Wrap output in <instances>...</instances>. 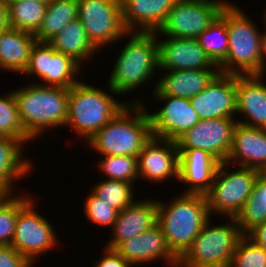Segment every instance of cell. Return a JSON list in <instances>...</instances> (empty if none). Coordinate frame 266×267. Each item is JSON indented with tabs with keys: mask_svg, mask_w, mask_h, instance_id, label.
<instances>
[{
	"mask_svg": "<svg viewBox=\"0 0 266 267\" xmlns=\"http://www.w3.org/2000/svg\"><path fill=\"white\" fill-rule=\"evenodd\" d=\"M140 97L132 99L85 143L89 150L100 156L138 157L145 142L152 136L147 103Z\"/></svg>",
	"mask_w": 266,
	"mask_h": 267,
	"instance_id": "6da1fadb",
	"label": "cell"
},
{
	"mask_svg": "<svg viewBox=\"0 0 266 267\" xmlns=\"http://www.w3.org/2000/svg\"><path fill=\"white\" fill-rule=\"evenodd\" d=\"M122 39L126 41L107 75V85L126 96L144 89L160 69L156 32H127Z\"/></svg>",
	"mask_w": 266,
	"mask_h": 267,
	"instance_id": "7a4b0ae2",
	"label": "cell"
},
{
	"mask_svg": "<svg viewBox=\"0 0 266 267\" xmlns=\"http://www.w3.org/2000/svg\"><path fill=\"white\" fill-rule=\"evenodd\" d=\"M12 92L23 128L32 141L56 127L65 128L69 89L30 82Z\"/></svg>",
	"mask_w": 266,
	"mask_h": 267,
	"instance_id": "3957f363",
	"label": "cell"
},
{
	"mask_svg": "<svg viewBox=\"0 0 266 267\" xmlns=\"http://www.w3.org/2000/svg\"><path fill=\"white\" fill-rule=\"evenodd\" d=\"M157 199V223L171 251L180 258L211 218L204 194L180 193Z\"/></svg>",
	"mask_w": 266,
	"mask_h": 267,
	"instance_id": "277c9868",
	"label": "cell"
},
{
	"mask_svg": "<svg viewBox=\"0 0 266 267\" xmlns=\"http://www.w3.org/2000/svg\"><path fill=\"white\" fill-rule=\"evenodd\" d=\"M84 82L80 80L69 89L65 127L73 131L77 138L79 137L78 139H84L83 142L86 143L131 101L117 100L119 94L109 85L107 91Z\"/></svg>",
	"mask_w": 266,
	"mask_h": 267,
	"instance_id": "5b68a950",
	"label": "cell"
},
{
	"mask_svg": "<svg viewBox=\"0 0 266 267\" xmlns=\"http://www.w3.org/2000/svg\"><path fill=\"white\" fill-rule=\"evenodd\" d=\"M245 12L235 2L226 4L229 45L225 60L218 66L220 73L260 76L262 29Z\"/></svg>",
	"mask_w": 266,
	"mask_h": 267,
	"instance_id": "8992f818",
	"label": "cell"
},
{
	"mask_svg": "<svg viewBox=\"0 0 266 267\" xmlns=\"http://www.w3.org/2000/svg\"><path fill=\"white\" fill-rule=\"evenodd\" d=\"M212 218L179 258L178 267H229L231 257L245 235L235 217H217L219 224H213Z\"/></svg>",
	"mask_w": 266,
	"mask_h": 267,
	"instance_id": "52a82bcc",
	"label": "cell"
},
{
	"mask_svg": "<svg viewBox=\"0 0 266 267\" xmlns=\"http://www.w3.org/2000/svg\"><path fill=\"white\" fill-rule=\"evenodd\" d=\"M258 176L256 169L219 163L211 188L205 194L211 217L216 214L236 217L251 195Z\"/></svg>",
	"mask_w": 266,
	"mask_h": 267,
	"instance_id": "ba28073f",
	"label": "cell"
},
{
	"mask_svg": "<svg viewBox=\"0 0 266 267\" xmlns=\"http://www.w3.org/2000/svg\"><path fill=\"white\" fill-rule=\"evenodd\" d=\"M37 203L39 202L32 198L17 213L15 234L10 244L29 262L35 264H38L43 254L60 247L54 224L38 213L40 211L36 209L39 208Z\"/></svg>",
	"mask_w": 266,
	"mask_h": 267,
	"instance_id": "9c48e42d",
	"label": "cell"
},
{
	"mask_svg": "<svg viewBox=\"0 0 266 267\" xmlns=\"http://www.w3.org/2000/svg\"><path fill=\"white\" fill-rule=\"evenodd\" d=\"M78 19L100 54L102 48L106 50L108 45L121 42L128 32L123 23L121 0H78Z\"/></svg>",
	"mask_w": 266,
	"mask_h": 267,
	"instance_id": "30bf717a",
	"label": "cell"
},
{
	"mask_svg": "<svg viewBox=\"0 0 266 267\" xmlns=\"http://www.w3.org/2000/svg\"><path fill=\"white\" fill-rule=\"evenodd\" d=\"M82 71L84 72L83 68L68 55L57 52L47 42L36 41L21 76H27L29 81L36 77L37 80L33 79L31 83L70 89L82 80ZM79 76L82 78H78Z\"/></svg>",
	"mask_w": 266,
	"mask_h": 267,
	"instance_id": "8fae6325",
	"label": "cell"
},
{
	"mask_svg": "<svg viewBox=\"0 0 266 267\" xmlns=\"http://www.w3.org/2000/svg\"><path fill=\"white\" fill-rule=\"evenodd\" d=\"M230 0H178L157 31L162 36L194 38L207 29Z\"/></svg>",
	"mask_w": 266,
	"mask_h": 267,
	"instance_id": "7c38bea8",
	"label": "cell"
},
{
	"mask_svg": "<svg viewBox=\"0 0 266 267\" xmlns=\"http://www.w3.org/2000/svg\"><path fill=\"white\" fill-rule=\"evenodd\" d=\"M236 118L200 120L175 141L178 149H200L209 152L220 163L226 162L232 145Z\"/></svg>",
	"mask_w": 266,
	"mask_h": 267,
	"instance_id": "4fadbf2b",
	"label": "cell"
},
{
	"mask_svg": "<svg viewBox=\"0 0 266 267\" xmlns=\"http://www.w3.org/2000/svg\"><path fill=\"white\" fill-rule=\"evenodd\" d=\"M178 167L176 141L152 135L138 155L139 182L140 179H146L147 183L161 184L174 178V181H178Z\"/></svg>",
	"mask_w": 266,
	"mask_h": 267,
	"instance_id": "5bb4252c",
	"label": "cell"
},
{
	"mask_svg": "<svg viewBox=\"0 0 266 267\" xmlns=\"http://www.w3.org/2000/svg\"><path fill=\"white\" fill-rule=\"evenodd\" d=\"M154 97L164 105L155 112L148 111L152 135L175 141L200 121L189 99L170 95H153V99Z\"/></svg>",
	"mask_w": 266,
	"mask_h": 267,
	"instance_id": "9a60e30c",
	"label": "cell"
},
{
	"mask_svg": "<svg viewBox=\"0 0 266 267\" xmlns=\"http://www.w3.org/2000/svg\"><path fill=\"white\" fill-rule=\"evenodd\" d=\"M115 250L133 267L147 266L159 260L166 267H178L179 263V258L169 248L158 223L140 235L122 242Z\"/></svg>",
	"mask_w": 266,
	"mask_h": 267,
	"instance_id": "2e32d148",
	"label": "cell"
},
{
	"mask_svg": "<svg viewBox=\"0 0 266 267\" xmlns=\"http://www.w3.org/2000/svg\"><path fill=\"white\" fill-rule=\"evenodd\" d=\"M160 71L218 69L194 38H175L156 32Z\"/></svg>",
	"mask_w": 266,
	"mask_h": 267,
	"instance_id": "e0dca14e",
	"label": "cell"
},
{
	"mask_svg": "<svg viewBox=\"0 0 266 267\" xmlns=\"http://www.w3.org/2000/svg\"><path fill=\"white\" fill-rule=\"evenodd\" d=\"M189 100L200 120L236 118V75L219 72L205 89Z\"/></svg>",
	"mask_w": 266,
	"mask_h": 267,
	"instance_id": "ac0fdd59",
	"label": "cell"
},
{
	"mask_svg": "<svg viewBox=\"0 0 266 267\" xmlns=\"http://www.w3.org/2000/svg\"><path fill=\"white\" fill-rule=\"evenodd\" d=\"M157 224V198H141L121 210L103 246L116 249L122 242L140 235Z\"/></svg>",
	"mask_w": 266,
	"mask_h": 267,
	"instance_id": "d6986e66",
	"label": "cell"
},
{
	"mask_svg": "<svg viewBox=\"0 0 266 267\" xmlns=\"http://www.w3.org/2000/svg\"><path fill=\"white\" fill-rule=\"evenodd\" d=\"M236 96L237 122L249 127L266 129V77L236 75Z\"/></svg>",
	"mask_w": 266,
	"mask_h": 267,
	"instance_id": "ffe728a7",
	"label": "cell"
},
{
	"mask_svg": "<svg viewBox=\"0 0 266 267\" xmlns=\"http://www.w3.org/2000/svg\"><path fill=\"white\" fill-rule=\"evenodd\" d=\"M178 181L186 189L181 193L206 194L212 185L219 161L200 149H178Z\"/></svg>",
	"mask_w": 266,
	"mask_h": 267,
	"instance_id": "44dd1931",
	"label": "cell"
},
{
	"mask_svg": "<svg viewBox=\"0 0 266 267\" xmlns=\"http://www.w3.org/2000/svg\"><path fill=\"white\" fill-rule=\"evenodd\" d=\"M178 0H121L128 32H157Z\"/></svg>",
	"mask_w": 266,
	"mask_h": 267,
	"instance_id": "7402d4cb",
	"label": "cell"
},
{
	"mask_svg": "<svg viewBox=\"0 0 266 267\" xmlns=\"http://www.w3.org/2000/svg\"><path fill=\"white\" fill-rule=\"evenodd\" d=\"M226 162L259 170L266 163V129L237 123Z\"/></svg>",
	"mask_w": 266,
	"mask_h": 267,
	"instance_id": "603a6c76",
	"label": "cell"
},
{
	"mask_svg": "<svg viewBox=\"0 0 266 267\" xmlns=\"http://www.w3.org/2000/svg\"><path fill=\"white\" fill-rule=\"evenodd\" d=\"M152 95H170L191 99L198 95L219 73V69H195L180 71H159Z\"/></svg>",
	"mask_w": 266,
	"mask_h": 267,
	"instance_id": "cb8c5ba5",
	"label": "cell"
},
{
	"mask_svg": "<svg viewBox=\"0 0 266 267\" xmlns=\"http://www.w3.org/2000/svg\"><path fill=\"white\" fill-rule=\"evenodd\" d=\"M25 149L27 147L20 140L0 136V190L5 194L16 193L18 180L26 179L37 166L28 158Z\"/></svg>",
	"mask_w": 266,
	"mask_h": 267,
	"instance_id": "d4e9b609",
	"label": "cell"
},
{
	"mask_svg": "<svg viewBox=\"0 0 266 267\" xmlns=\"http://www.w3.org/2000/svg\"><path fill=\"white\" fill-rule=\"evenodd\" d=\"M36 43L34 34L8 27L0 32V71L23 74Z\"/></svg>",
	"mask_w": 266,
	"mask_h": 267,
	"instance_id": "484cf974",
	"label": "cell"
},
{
	"mask_svg": "<svg viewBox=\"0 0 266 267\" xmlns=\"http://www.w3.org/2000/svg\"><path fill=\"white\" fill-rule=\"evenodd\" d=\"M47 43L57 52L71 57L84 69L89 60L99 53L88 39L85 28L79 19L69 22Z\"/></svg>",
	"mask_w": 266,
	"mask_h": 267,
	"instance_id": "4316f807",
	"label": "cell"
},
{
	"mask_svg": "<svg viewBox=\"0 0 266 267\" xmlns=\"http://www.w3.org/2000/svg\"><path fill=\"white\" fill-rule=\"evenodd\" d=\"M76 19H78V0H50L34 37L38 42H48L69 22Z\"/></svg>",
	"mask_w": 266,
	"mask_h": 267,
	"instance_id": "83f0119b",
	"label": "cell"
},
{
	"mask_svg": "<svg viewBox=\"0 0 266 267\" xmlns=\"http://www.w3.org/2000/svg\"><path fill=\"white\" fill-rule=\"evenodd\" d=\"M214 64L219 66L228 53L226 6L213 23L196 38Z\"/></svg>",
	"mask_w": 266,
	"mask_h": 267,
	"instance_id": "f1b7e54d",
	"label": "cell"
},
{
	"mask_svg": "<svg viewBox=\"0 0 266 267\" xmlns=\"http://www.w3.org/2000/svg\"><path fill=\"white\" fill-rule=\"evenodd\" d=\"M6 3L9 27L35 34L43 21L48 3L29 0Z\"/></svg>",
	"mask_w": 266,
	"mask_h": 267,
	"instance_id": "f546056e",
	"label": "cell"
},
{
	"mask_svg": "<svg viewBox=\"0 0 266 267\" xmlns=\"http://www.w3.org/2000/svg\"><path fill=\"white\" fill-rule=\"evenodd\" d=\"M235 219L244 235L266 222V179L258 176L251 195Z\"/></svg>",
	"mask_w": 266,
	"mask_h": 267,
	"instance_id": "4dcf8cb0",
	"label": "cell"
},
{
	"mask_svg": "<svg viewBox=\"0 0 266 267\" xmlns=\"http://www.w3.org/2000/svg\"><path fill=\"white\" fill-rule=\"evenodd\" d=\"M134 187L135 184L130 182L104 179L96 181L90 189L96 196L120 212L138 199L135 197L137 195L134 192Z\"/></svg>",
	"mask_w": 266,
	"mask_h": 267,
	"instance_id": "1f68e13d",
	"label": "cell"
},
{
	"mask_svg": "<svg viewBox=\"0 0 266 267\" xmlns=\"http://www.w3.org/2000/svg\"><path fill=\"white\" fill-rule=\"evenodd\" d=\"M4 194L0 198V245H10L14 234L17 213L33 198L28 194ZM17 194V195H16Z\"/></svg>",
	"mask_w": 266,
	"mask_h": 267,
	"instance_id": "d6a6232c",
	"label": "cell"
},
{
	"mask_svg": "<svg viewBox=\"0 0 266 267\" xmlns=\"http://www.w3.org/2000/svg\"><path fill=\"white\" fill-rule=\"evenodd\" d=\"M97 161L98 172H101L105 179L130 182L135 185L139 180L138 157L136 156L106 155L101 156Z\"/></svg>",
	"mask_w": 266,
	"mask_h": 267,
	"instance_id": "836d02e7",
	"label": "cell"
},
{
	"mask_svg": "<svg viewBox=\"0 0 266 267\" xmlns=\"http://www.w3.org/2000/svg\"><path fill=\"white\" fill-rule=\"evenodd\" d=\"M0 136L20 140L26 147L28 143L32 144L21 123L16 99L11 90L0 96Z\"/></svg>",
	"mask_w": 266,
	"mask_h": 267,
	"instance_id": "e575fe53",
	"label": "cell"
},
{
	"mask_svg": "<svg viewBox=\"0 0 266 267\" xmlns=\"http://www.w3.org/2000/svg\"><path fill=\"white\" fill-rule=\"evenodd\" d=\"M89 192L90 193H87L86 199L83 201V215L86 216L85 218L92 225L105 228L111 227L112 229L119 211L112 208L91 190Z\"/></svg>",
	"mask_w": 266,
	"mask_h": 267,
	"instance_id": "d590c367",
	"label": "cell"
},
{
	"mask_svg": "<svg viewBox=\"0 0 266 267\" xmlns=\"http://www.w3.org/2000/svg\"><path fill=\"white\" fill-rule=\"evenodd\" d=\"M229 267H266V251L244 236L231 257Z\"/></svg>",
	"mask_w": 266,
	"mask_h": 267,
	"instance_id": "8d00e7d4",
	"label": "cell"
},
{
	"mask_svg": "<svg viewBox=\"0 0 266 267\" xmlns=\"http://www.w3.org/2000/svg\"><path fill=\"white\" fill-rule=\"evenodd\" d=\"M11 245H0V267H35Z\"/></svg>",
	"mask_w": 266,
	"mask_h": 267,
	"instance_id": "74e56055",
	"label": "cell"
},
{
	"mask_svg": "<svg viewBox=\"0 0 266 267\" xmlns=\"http://www.w3.org/2000/svg\"><path fill=\"white\" fill-rule=\"evenodd\" d=\"M102 250V257L95 260L91 267H133L116 250L106 247H103Z\"/></svg>",
	"mask_w": 266,
	"mask_h": 267,
	"instance_id": "f35d334b",
	"label": "cell"
},
{
	"mask_svg": "<svg viewBox=\"0 0 266 267\" xmlns=\"http://www.w3.org/2000/svg\"><path fill=\"white\" fill-rule=\"evenodd\" d=\"M245 236L266 251V222L256 225Z\"/></svg>",
	"mask_w": 266,
	"mask_h": 267,
	"instance_id": "ab89813d",
	"label": "cell"
},
{
	"mask_svg": "<svg viewBox=\"0 0 266 267\" xmlns=\"http://www.w3.org/2000/svg\"><path fill=\"white\" fill-rule=\"evenodd\" d=\"M262 30L260 76L266 77V23Z\"/></svg>",
	"mask_w": 266,
	"mask_h": 267,
	"instance_id": "60d3db41",
	"label": "cell"
},
{
	"mask_svg": "<svg viewBox=\"0 0 266 267\" xmlns=\"http://www.w3.org/2000/svg\"><path fill=\"white\" fill-rule=\"evenodd\" d=\"M9 27L7 3L5 0H0V32Z\"/></svg>",
	"mask_w": 266,
	"mask_h": 267,
	"instance_id": "b9f144b4",
	"label": "cell"
},
{
	"mask_svg": "<svg viewBox=\"0 0 266 267\" xmlns=\"http://www.w3.org/2000/svg\"><path fill=\"white\" fill-rule=\"evenodd\" d=\"M259 176L266 179V163H264L258 170Z\"/></svg>",
	"mask_w": 266,
	"mask_h": 267,
	"instance_id": "7bdbcfd3",
	"label": "cell"
},
{
	"mask_svg": "<svg viewBox=\"0 0 266 267\" xmlns=\"http://www.w3.org/2000/svg\"><path fill=\"white\" fill-rule=\"evenodd\" d=\"M6 2H17V1H23V0H5ZM33 2H39V3H48L50 0H29Z\"/></svg>",
	"mask_w": 266,
	"mask_h": 267,
	"instance_id": "ee69618b",
	"label": "cell"
},
{
	"mask_svg": "<svg viewBox=\"0 0 266 267\" xmlns=\"http://www.w3.org/2000/svg\"><path fill=\"white\" fill-rule=\"evenodd\" d=\"M266 8V7H265ZM264 15H262V18H263V22L266 23V9H264ZM264 16V17H263Z\"/></svg>",
	"mask_w": 266,
	"mask_h": 267,
	"instance_id": "f6af8a7d",
	"label": "cell"
},
{
	"mask_svg": "<svg viewBox=\"0 0 266 267\" xmlns=\"http://www.w3.org/2000/svg\"><path fill=\"white\" fill-rule=\"evenodd\" d=\"M5 193L2 191V190H0V198L4 195Z\"/></svg>",
	"mask_w": 266,
	"mask_h": 267,
	"instance_id": "bcb514c9",
	"label": "cell"
}]
</instances>
